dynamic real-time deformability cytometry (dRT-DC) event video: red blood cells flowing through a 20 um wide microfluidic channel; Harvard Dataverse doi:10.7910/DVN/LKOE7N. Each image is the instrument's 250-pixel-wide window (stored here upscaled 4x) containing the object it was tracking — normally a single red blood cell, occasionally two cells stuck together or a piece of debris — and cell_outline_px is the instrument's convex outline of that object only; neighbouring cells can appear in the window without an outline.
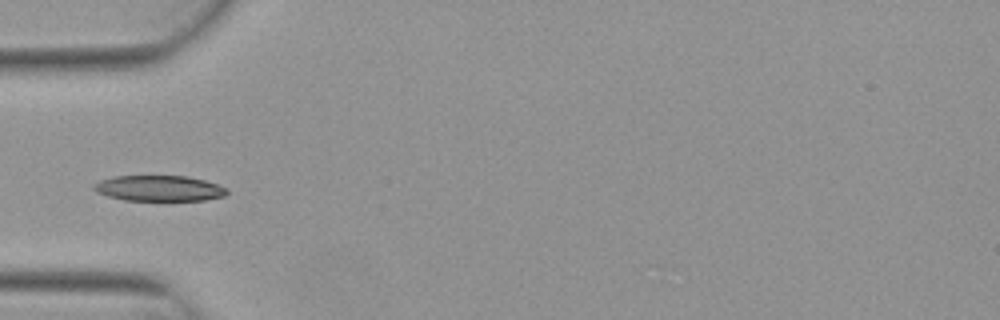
{"species": "Egyptian fruit bat (a non-hibernating species)", "species_latin": "Rousettus aegyptiacus", "temperature_condition": "warm", "stored_images_in_passage": 4, "camera_frame_rate_fps": 3000, "um_per_image_px": 0.085, "animal": {"sex": "female"}, "frame": {"image": 1, "passage_image": 4, "time_ms": 1.0, "image_size_px": [1000, 320], "cell_outline_px": [[228, 192], [224, 196], [204, 200], [124, 200], [108, 196], [96, 192], [92, 188], [92, 184], [100, 180], [112, 176], [188, 176], [204, 180], [228, 188]], "centroid_in_image_um": [13.49, 16.0], "position_along_channel_um": 71.5, "area_um2": 19.94}}